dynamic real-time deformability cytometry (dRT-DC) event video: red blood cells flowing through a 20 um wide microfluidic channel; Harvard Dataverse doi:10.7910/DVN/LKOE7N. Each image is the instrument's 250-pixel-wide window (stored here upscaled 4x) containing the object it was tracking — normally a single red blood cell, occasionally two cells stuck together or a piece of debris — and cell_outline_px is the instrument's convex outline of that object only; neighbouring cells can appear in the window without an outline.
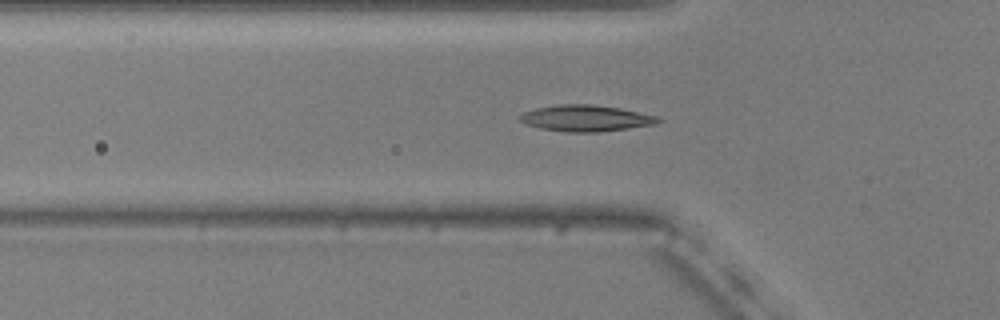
{"species": "common noctule bat (a hibernating species)", "species_latin": "Nyctalus noctula", "temperature_condition": "warm", "stored_images_in_passage": 54, "camera_frame_rate_fps": 3000, "um_per_image_px": 0.085, "animal": {"sex": "male", "body_mass_g": 20.5, "forearm_length_mm": 52.5}, "frame": {"image": 1, "passage_image": 18, "time_ms": 5.667, "image_size_px": [1000, 320], "cell_outline_px": [[664, 120], [656, 124], [600, 132], [568, 132], [540, 128], [528, 124], [520, 120], [520, 116], [524, 112], [536, 108], [560, 104], [588, 104], [620, 108], [656, 116]], "centroid_in_image_um": [49.83, 10.05], "position_along_channel_um": 76.0, "area_um2": 20.92}}
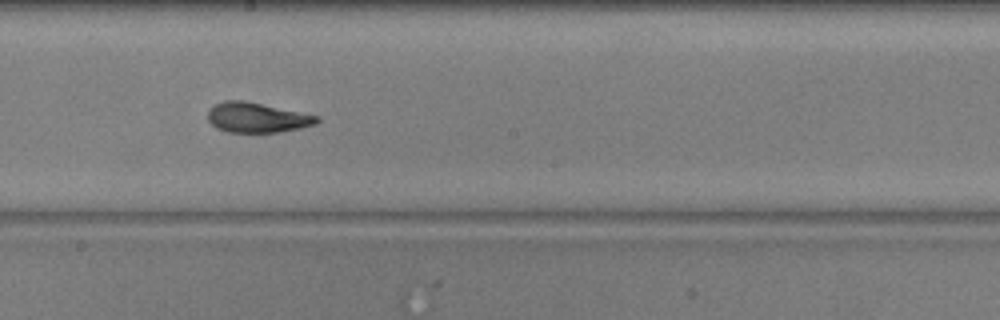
{"frame": {"image": 2, "passage_image": 30, "time_ms": 9.667, "image_size_px": [1000, 320], "cell_outline_px": [[320, 120], [316, 124], [300, 128], [280, 132], [228, 132], [216, 128], [208, 120], [208, 108], [224, 100], [244, 100], [320, 116]], "centroid_in_image_um": [21.84, 9.99], "position_along_channel_um": 226.4, "area_um2": 19.13}}
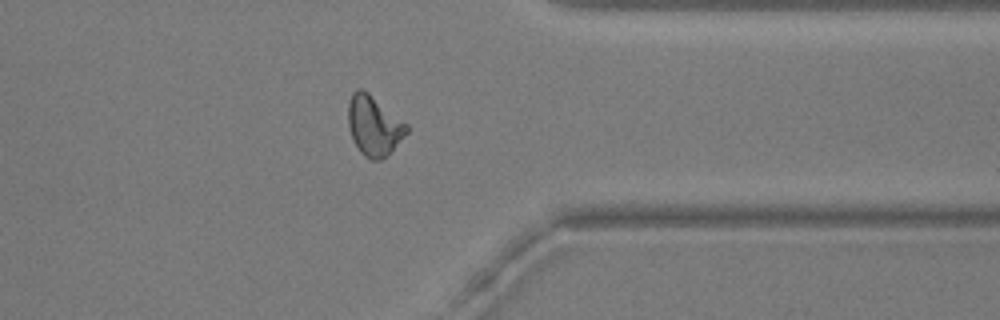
{"frame": {"image": 3, "passage_image": 43, "time_ms": 14.0, "image_size_px": [1000, 320], "cell_outline_px": [[408, 132], [380, 160], [372, 160], [364, 156], [360, 152], [352, 140], [348, 128], [348, 100], [352, 92], [356, 88], [364, 88], [408, 124]], "centroid_in_image_um": [31.74, 10.63], "position_along_channel_um": 379.7, "area_um2": 20.52}, "authors_computed_cell_mechanics": {"area_um2": 19.363, "velocity_mm_per_s": 3.7289, "shape_relaxation_time_tau1_ms": 5.7332, "shape_relaxation_time_tau2_ms": 2.0022, "deformation_change_tau1": 0.1628, "deformation_change_tau2": 0.0847}}